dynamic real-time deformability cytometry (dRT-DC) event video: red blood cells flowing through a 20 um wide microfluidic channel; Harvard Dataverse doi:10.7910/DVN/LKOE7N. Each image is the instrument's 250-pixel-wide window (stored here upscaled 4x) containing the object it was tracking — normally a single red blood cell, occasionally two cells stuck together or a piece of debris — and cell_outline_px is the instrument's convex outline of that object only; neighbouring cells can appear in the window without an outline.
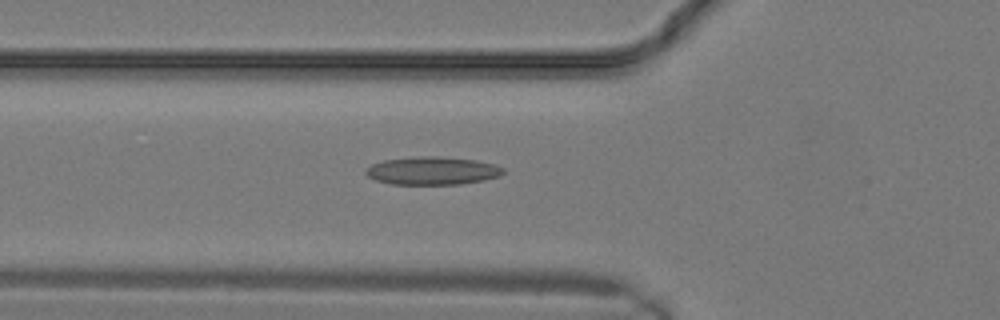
{"species": "common noctule bat (a hibernating species)", "species_latin": "Nyctalus noctula", "temperature_condition": "warm", "stored_images_in_passage": 11, "camera_frame_rate_fps": 3000, "um_per_image_px": 0.085, "animal": {"sex": "male", "body_mass_g": 19.2, "forearm_length_mm": 51.8}, "frame": {"image": 1, "passage_image": 5, "time_ms": 1.333, "image_size_px": [1000, 320], "cell_outline_px": [[504, 172], [500, 176], [484, 180], [460, 184], [392, 184], [376, 180], [368, 176], [364, 172], [364, 168], [372, 164], [384, 160], [420, 156], [436, 156], [476, 160], [492, 164], [504, 168]], "centroid_in_image_um": [36.73, 14.51], "position_along_channel_um": 89.1, "area_um2": 22.37}}
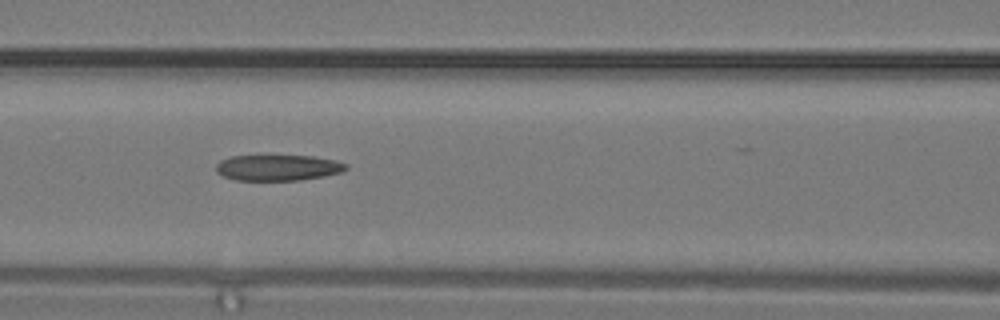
{"frame": {"image": 2, "passage_image": 7, "time_ms": 2.0, "image_size_px": [1000, 320], "cell_outline_px": [[348, 168], [340, 172], [324, 176], [300, 180], [236, 180], [224, 176], [216, 172], [216, 164], [220, 160], [232, 156], [312, 156], [336, 160], [348, 164]], "centroid_in_image_um": [23.63, 14.25], "position_along_channel_um": 143.0, "area_um2": 19.54}}
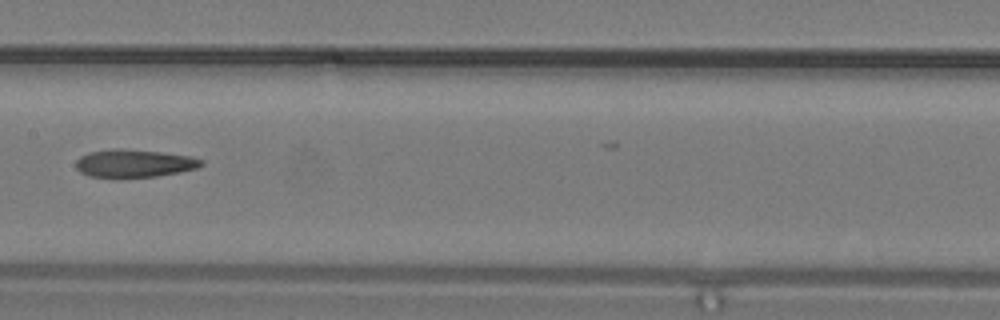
{"frame": {"image": 3, "passage_image": 9, "time_ms": 2.667, "image_size_px": [1000, 320], "cell_outline_px": [[204, 164], [196, 168], [180, 172], [156, 176], [88, 176], [80, 172], [76, 168], [76, 160], [80, 156], [88, 152], [112, 148], [120, 148], [160, 152], [192, 156], [204, 160]], "centroid_in_image_um": [11.41, 13.86], "position_along_channel_um": 196.0, "area_um2": 20.17}}